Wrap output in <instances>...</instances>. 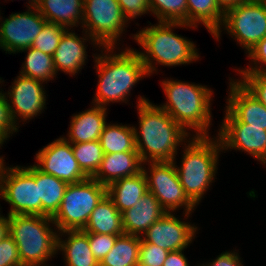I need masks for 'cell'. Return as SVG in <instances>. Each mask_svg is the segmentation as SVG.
Wrapping results in <instances>:
<instances>
[{"mask_svg":"<svg viewBox=\"0 0 266 266\" xmlns=\"http://www.w3.org/2000/svg\"><path fill=\"white\" fill-rule=\"evenodd\" d=\"M8 235H9V215H7V217L0 215V241Z\"/></svg>","mask_w":266,"mask_h":266,"instance_id":"cell-44","label":"cell"},{"mask_svg":"<svg viewBox=\"0 0 266 266\" xmlns=\"http://www.w3.org/2000/svg\"><path fill=\"white\" fill-rule=\"evenodd\" d=\"M83 231L109 235L124 234L122 214L107 195L92 211Z\"/></svg>","mask_w":266,"mask_h":266,"instance_id":"cell-26","label":"cell"},{"mask_svg":"<svg viewBox=\"0 0 266 266\" xmlns=\"http://www.w3.org/2000/svg\"><path fill=\"white\" fill-rule=\"evenodd\" d=\"M0 266H22L17 245L10 235L0 241Z\"/></svg>","mask_w":266,"mask_h":266,"instance_id":"cell-38","label":"cell"},{"mask_svg":"<svg viewBox=\"0 0 266 266\" xmlns=\"http://www.w3.org/2000/svg\"><path fill=\"white\" fill-rule=\"evenodd\" d=\"M38 1L39 0H29V2H28L29 5H27L28 8H33V7L37 6Z\"/></svg>","mask_w":266,"mask_h":266,"instance_id":"cell-46","label":"cell"},{"mask_svg":"<svg viewBox=\"0 0 266 266\" xmlns=\"http://www.w3.org/2000/svg\"><path fill=\"white\" fill-rule=\"evenodd\" d=\"M126 24L118 0H84L81 26L100 47L116 49Z\"/></svg>","mask_w":266,"mask_h":266,"instance_id":"cell-8","label":"cell"},{"mask_svg":"<svg viewBox=\"0 0 266 266\" xmlns=\"http://www.w3.org/2000/svg\"><path fill=\"white\" fill-rule=\"evenodd\" d=\"M100 144L104 154L137 151L134 126L106 124L100 135Z\"/></svg>","mask_w":266,"mask_h":266,"instance_id":"cell-28","label":"cell"},{"mask_svg":"<svg viewBox=\"0 0 266 266\" xmlns=\"http://www.w3.org/2000/svg\"><path fill=\"white\" fill-rule=\"evenodd\" d=\"M106 110L99 105L93 104L91 109L82 111L72 116L68 139L71 144L85 143L100 139L106 122Z\"/></svg>","mask_w":266,"mask_h":266,"instance_id":"cell-21","label":"cell"},{"mask_svg":"<svg viewBox=\"0 0 266 266\" xmlns=\"http://www.w3.org/2000/svg\"><path fill=\"white\" fill-rule=\"evenodd\" d=\"M247 56L249 59H251L252 62H254L255 65L248 66L247 68L238 69V72H261L266 71V66H260L266 65V37H264L262 40H260L254 48L248 52ZM263 63V64H262ZM259 65V66H258ZM262 67V68H261Z\"/></svg>","mask_w":266,"mask_h":266,"instance_id":"cell-39","label":"cell"},{"mask_svg":"<svg viewBox=\"0 0 266 266\" xmlns=\"http://www.w3.org/2000/svg\"><path fill=\"white\" fill-rule=\"evenodd\" d=\"M239 73L238 81L266 107V71Z\"/></svg>","mask_w":266,"mask_h":266,"instance_id":"cell-34","label":"cell"},{"mask_svg":"<svg viewBox=\"0 0 266 266\" xmlns=\"http://www.w3.org/2000/svg\"><path fill=\"white\" fill-rule=\"evenodd\" d=\"M1 80L2 78H0V83H3L4 81ZM18 124L14 121L6 95L0 91V147L3 146L5 140H8L10 134L18 132Z\"/></svg>","mask_w":266,"mask_h":266,"instance_id":"cell-36","label":"cell"},{"mask_svg":"<svg viewBox=\"0 0 266 266\" xmlns=\"http://www.w3.org/2000/svg\"><path fill=\"white\" fill-rule=\"evenodd\" d=\"M149 7L159 22L187 24V0H149Z\"/></svg>","mask_w":266,"mask_h":266,"instance_id":"cell-32","label":"cell"},{"mask_svg":"<svg viewBox=\"0 0 266 266\" xmlns=\"http://www.w3.org/2000/svg\"><path fill=\"white\" fill-rule=\"evenodd\" d=\"M83 5L84 0H39L36 7L48 23L71 29L82 24Z\"/></svg>","mask_w":266,"mask_h":266,"instance_id":"cell-24","label":"cell"},{"mask_svg":"<svg viewBox=\"0 0 266 266\" xmlns=\"http://www.w3.org/2000/svg\"><path fill=\"white\" fill-rule=\"evenodd\" d=\"M71 145L79 167L88 178H92L96 174L104 157L100 141L96 140Z\"/></svg>","mask_w":266,"mask_h":266,"instance_id":"cell-31","label":"cell"},{"mask_svg":"<svg viewBox=\"0 0 266 266\" xmlns=\"http://www.w3.org/2000/svg\"><path fill=\"white\" fill-rule=\"evenodd\" d=\"M218 138L222 150L237 149L249 153L266 166V130L246 123H222Z\"/></svg>","mask_w":266,"mask_h":266,"instance_id":"cell-17","label":"cell"},{"mask_svg":"<svg viewBox=\"0 0 266 266\" xmlns=\"http://www.w3.org/2000/svg\"><path fill=\"white\" fill-rule=\"evenodd\" d=\"M102 49L101 52L105 53L94 55V66L99 80L92 103L103 108L110 102L127 103V96L130 95L132 87L148 75L145 65L138 51L133 48L126 47L125 51L117 54L113 47Z\"/></svg>","mask_w":266,"mask_h":266,"instance_id":"cell-2","label":"cell"},{"mask_svg":"<svg viewBox=\"0 0 266 266\" xmlns=\"http://www.w3.org/2000/svg\"><path fill=\"white\" fill-rule=\"evenodd\" d=\"M84 37H78L74 32H70V29H67L59 41L58 47L55 50L53 55L54 66L56 73L58 71H63L69 75H75L83 68V65H86L85 62L87 59L86 45L85 42L91 39L93 46H100L90 37L86 32ZM87 38V39H86Z\"/></svg>","mask_w":266,"mask_h":266,"instance_id":"cell-18","label":"cell"},{"mask_svg":"<svg viewBox=\"0 0 266 266\" xmlns=\"http://www.w3.org/2000/svg\"><path fill=\"white\" fill-rule=\"evenodd\" d=\"M50 223L54 224L49 216H9V235L17 245L22 266H45L57 254L58 231H53Z\"/></svg>","mask_w":266,"mask_h":266,"instance_id":"cell-6","label":"cell"},{"mask_svg":"<svg viewBox=\"0 0 266 266\" xmlns=\"http://www.w3.org/2000/svg\"><path fill=\"white\" fill-rule=\"evenodd\" d=\"M142 164L137 151L104 154L92 178L107 187L118 179L137 175L142 171Z\"/></svg>","mask_w":266,"mask_h":266,"instance_id":"cell-20","label":"cell"},{"mask_svg":"<svg viewBox=\"0 0 266 266\" xmlns=\"http://www.w3.org/2000/svg\"><path fill=\"white\" fill-rule=\"evenodd\" d=\"M221 10L225 13L231 8L237 7L238 5L248 0H216Z\"/></svg>","mask_w":266,"mask_h":266,"instance_id":"cell-43","label":"cell"},{"mask_svg":"<svg viewBox=\"0 0 266 266\" xmlns=\"http://www.w3.org/2000/svg\"><path fill=\"white\" fill-rule=\"evenodd\" d=\"M4 161L5 160L3 159V157L0 156V196H1V186H2V175L6 166L4 165Z\"/></svg>","mask_w":266,"mask_h":266,"instance_id":"cell-45","label":"cell"},{"mask_svg":"<svg viewBox=\"0 0 266 266\" xmlns=\"http://www.w3.org/2000/svg\"><path fill=\"white\" fill-rule=\"evenodd\" d=\"M121 235H109L88 232V242L90 250L93 252L95 259L100 261L113 248L116 239Z\"/></svg>","mask_w":266,"mask_h":266,"instance_id":"cell-37","label":"cell"},{"mask_svg":"<svg viewBox=\"0 0 266 266\" xmlns=\"http://www.w3.org/2000/svg\"><path fill=\"white\" fill-rule=\"evenodd\" d=\"M0 197L11 205L9 216H41V200H38V185L35 182V165L5 167Z\"/></svg>","mask_w":266,"mask_h":266,"instance_id":"cell-9","label":"cell"},{"mask_svg":"<svg viewBox=\"0 0 266 266\" xmlns=\"http://www.w3.org/2000/svg\"><path fill=\"white\" fill-rule=\"evenodd\" d=\"M118 3L128 21L150 12L149 0H118Z\"/></svg>","mask_w":266,"mask_h":266,"instance_id":"cell-40","label":"cell"},{"mask_svg":"<svg viewBox=\"0 0 266 266\" xmlns=\"http://www.w3.org/2000/svg\"><path fill=\"white\" fill-rule=\"evenodd\" d=\"M43 83L42 81L19 75L13 81L10 91L4 93L7 95L6 98L9 97L7 101L15 122H18V118H21L23 122L33 119L44 111L47 100L45 88L42 86Z\"/></svg>","mask_w":266,"mask_h":266,"instance_id":"cell-14","label":"cell"},{"mask_svg":"<svg viewBox=\"0 0 266 266\" xmlns=\"http://www.w3.org/2000/svg\"><path fill=\"white\" fill-rule=\"evenodd\" d=\"M0 22V48L6 53L16 54L31 47L47 20L35 6L26 12L12 13Z\"/></svg>","mask_w":266,"mask_h":266,"instance_id":"cell-12","label":"cell"},{"mask_svg":"<svg viewBox=\"0 0 266 266\" xmlns=\"http://www.w3.org/2000/svg\"><path fill=\"white\" fill-rule=\"evenodd\" d=\"M176 27L196 28L186 23L158 22L157 25L145 27L134 34V39L144 50L138 53L148 76L157 71L156 63L170 67L190 64L198 60L199 53L194 42L173 33ZM153 61L156 62L152 63Z\"/></svg>","mask_w":266,"mask_h":266,"instance_id":"cell-3","label":"cell"},{"mask_svg":"<svg viewBox=\"0 0 266 266\" xmlns=\"http://www.w3.org/2000/svg\"><path fill=\"white\" fill-rule=\"evenodd\" d=\"M260 2L262 3V5L264 6L265 11H266V0H260Z\"/></svg>","mask_w":266,"mask_h":266,"instance_id":"cell-47","label":"cell"},{"mask_svg":"<svg viewBox=\"0 0 266 266\" xmlns=\"http://www.w3.org/2000/svg\"><path fill=\"white\" fill-rule=\"evenodd\" d=\"M147 192V180L143 170L137 175L118 179L107 186V196L120 213L136 206Z\"/></svg>","mask_w":266,"mask_h":266,"instance_id":"cell-23","label":"cell"},{"mask_svg":"<svg viewBox=\"0 0 266 266\" xmlns=\"http://www.w3.org/2000/svg\"><path fill=\"white\" fill-rule=\"evenodd\" d=\"M107 195V187L94 178L68 184L60 207L52 217L58 232L83 230L92 211Z\"/></svg>","mask_w":266,"mask_h":266,"instance_id":"cell-7","label":"cell"},{"mask_svg":"<svg viewBox=\"0 0 266 266\" xmlns=\"http://www.w3.org/2000/svg\"><path fill=\"white\" fill-rule=\"evenodd\" d=\"M66 30V28L60 25L47 22L38 36L34 39L31 47L53 56L58 47L61 36Z\"/></svg>","mask_w":266,"mask_h":266,"instance_id":"cell-33","label":"cell"},{"mask_svg":"<svg viewBox=\"0 0 266 266\" xmlns=\"http://www.w3.org/2000/svg\"><path fill=\"white\" fill-rule=\"evenodd\" d=\"M20 52H27L20 75L45 83L53 80L56 76L53 56L33 47L21 50Z\"/></svg>","mask_w":266,"mask_h":266,"instance_id":"cell-30","label":"cell"},{"mask_svg":"<svg viewBox=\"0 0 266 266\" xmlns=\"http://www.w3.org/2000/svg\"><path fill=\"white\" fill-rule=\"evenodd\" d=\"M35 182L38 185V200H41V216L52 218L60 207L68 183L42 172L36 166Z\"/></svg>","mask_w":266,"mask_h":266,"instance_id":"cell-27","label":"cell"},{"mask_svg":"<svg viewBox=\"0 0 266 266\" xmlns=\"http://www.w3.org/2000/svg\"><path fill=\"white\" fill-rule=\"evenodd\" d=\"M139 131L134 127L136 149L141 161H173L178 146L187 142L186 132L167 112L146 97H138Z\"/></svg>","mask_w":266,"mask_h":266,"instance_id":"cell-1","label":"cell"},{"mask_svg":"<svg viewBox=\"0 0 266 266\" xmlns=\"http://www.w3.org/2000/svg\"><path fill=\"white\" fill-rule=\"evenodd\" d=\"M165 213L158 199L148 191L136 206L121 213L124 234L142 236Z\"/></svg>","mask_w":266,"mask_h":266,"instance_id":"cell-19","label":"cell"},{"mask_svg":"<svg viewBox=\"0 0 266 266\" xmlns=\"http://www.w3.org/2000/svg\"><path fill=\"white\" fill-rule=\"evenodd\" d=\"M196 232V226L166 212L141 237L146 243L155 244L172 252L187 248L196 236Z\"/></svg>","mask_w":266,"mask_h":266,"instance_id":"cell-15","label":"cell"},{"mask_svg":"<svg viewBox=\"0 0 266 266\" xmlns=\"http://www.w3.org/2000/svg\"><path fill=\"white\" fill-rule=\"evenodd\" d=\"M224 121L222 123H246L266 130V107L238 80L230 79Z\"/></svg>","mask_w":266,"mask_h":266,"instance_id":"cell-16","label":"cell"},{"mask_svg":"<svg viewBox=\"0 0 266 266\" xmlns=\"http://www.w3.org/2000/svg\"><path fill=\"white\" fill-rule=\"evenodd\" d=\"M193 136L187 140L189 144H184L181 165H176V171L185 194L196 206L214 181L223 150L218 136Z\"/></svg>","mask_w":266,"mask_h":266,"instance_id":"cell-5","label":"cell"},{"mask_svg":"<svg viewBox=\"0 0 266 266\" xmlns=\"http://www.w3.org/2000/svg\"><path fill=\"white\" fill-rule=\"evenodd\" d=\"M148 165L149 175L144 163L142 165L148 191L158 199L166 212L173 213L184 206V216L188 219V216L195 210V205L189 200L180 183L176 171V161L148 162Z\"/></svg>","mask_w":266,"mask_h":266,"instance_id":"cell-10","label":"cell"},{"mask_svg":"<svg viewBox=\"0 0 266 266\" xmlns=\"http://www.w3.org/2000/svg\"><path fill=\"white\" fill-rule=\"evenodd\" d=\"M184 250L169 252L163 266H189L188 259L183 254Z\"/></svg>","mask_w":266,"mask_h":266,"instance_id":"cell-42","label":"cell"},{"mask_svg":"<svg viewBox=\"0 0 266 266\" xmlns=\"http://www.w3.org/2000/svg\"><path fill=\"white\" fill-rule=\"evenodd\" d=\"M224 12L216 0H187V24L205 25L217 41L221 36ZM198 23V24H197Z\"/></svg>","mask_w":266,"mask_h":266,"instance_id":"cell-25","label":"cell"},{"mask_svg":"<svg viewBox=\"0 0 266 266\" xmlns=\"http://www.w3.org/2000/svg\"><path fill=\"white\" fill-rule=\"evenodd\" d=\"M167 103L159 105L186 132L209 136L213 92L207 86L166 79L162 81ZM188 128V129H187Z\"/></svg>","mask_w":266,"mask_h":266,"instance_id":"cell-4","label":"cell"},{"mask_svg":"<svg viewBox=\"0 0 266 266\" xmlns=\"http://www.w3.org/2000/svg\"><path fill=\"white\" fill-rule=\"evenodd\" d=\"M240 259L239 253L226 251L217 256L212 262L203 263L202 266H243Z\"/></svg>","mask_w":266,"mask_h":266,"instance_id":"cell-41","label":"cell"},{"mask_svg":"<svg viewBox=\"0 0 266 266\" xmlns=\"http://www.w3.org/2000/svg\"><path fill=\"white\" fill-rule=\"evenodd\" d=\"M35 166L44 173L51 174L62 181L72 184L88 177L83 173L74 157L72 145L60 137L36 153Z\"/></svg>","mask_w":266,"mask_h":266,"instance_id":"cell-13","label":"cell"},{"mask_svg":"<svg viewBox=\"0 0 266 266\" xmlns=\"http://www.w3.org/2000/svg\"><path fill=\"white\" fill-rule=\"evenodd\" d=\"M141 236L123 234L100 261L99 266H135L138 264Z\"/></svg>","mask_w":266,"mask_h":266,"instance_id":"cell-29","label":"cell"},{"mask_svg":"<svg viewBox=\"0 0 266 266\" xmlns=\"http://www.w3.org/2000/svg\"><path fill=\"white\" fill-rule=\"evenodd\" d=\"M168 253L169 251L155 244L146 243L141 238L138 264L141 266H163Z\"/></svg>","mask_w":266,"mask_h":266,"instance_id":"cell-35","label":"cell"},{"mask_svg":"<svg viewBox=\"0 0 266 266\" xmlns=\"http://www.w3.org/2000/svg\"><path fill=\"white\" fill-rule=\"evenodd\" d=\"M62 235L63 237L64 235L68 236V238L63 240ZM57 250L64 253V260L67 266H99V262L90 250L88 232L83 230H65L59 232Z\"/></svg>","mask_w":266,"mask_h":266,"instance_id":"cell-22","label":"cell"},{"mask_svg":"<svg viewBox=\"0 0 266 266\" xmlns=\"http://www.w3.org/2000/svg\"><path fill=\"white\" fill-rule=\"evenodd\" d=\"M222 26L246 54L266 37V11L260 0H248L224 13Z\"/></svg>","mask_w":266,"mask_h":266,"instance_id":"cell-11","label":"cell"}]
</instances>
